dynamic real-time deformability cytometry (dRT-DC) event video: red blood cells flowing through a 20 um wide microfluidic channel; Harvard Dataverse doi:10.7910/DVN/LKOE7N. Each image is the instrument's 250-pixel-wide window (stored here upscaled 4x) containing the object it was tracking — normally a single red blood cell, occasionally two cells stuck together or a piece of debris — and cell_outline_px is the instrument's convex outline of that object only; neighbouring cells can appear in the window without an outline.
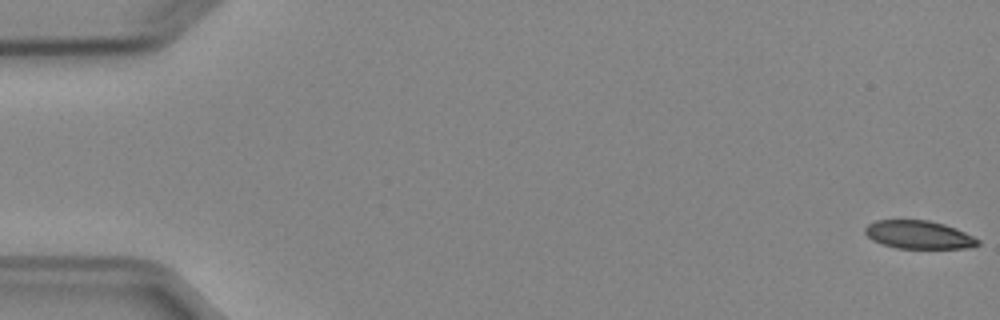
{"species": "Egyptian fruit bat (a non-hibernating species)", "species_latin": "Rousettus aegyptiacus", "temperature_condition": "cold", "stored_images_in_passage": 53, "camera_frame_rate_fps": 3000, "um_per_image_px": 0.085, "animal": {"sex": "female"}, "frame": {"image": 1, "passage_image": 1, "time_ms": 0.0, "image_size_px": [1000, 320], "cell_outline_px": [[980, 244], [968, 248], [896, 248], [880, 244], [872, 240], [864, 232], [864, 228], [868, 224], [876, 220], [928, 220], [944, 224], [956, 228], [980, 240]], "centroid_in_image_um": [78.07, 19.95], "position_along_channel_um": 6.9, "area_um2": 18.55}}
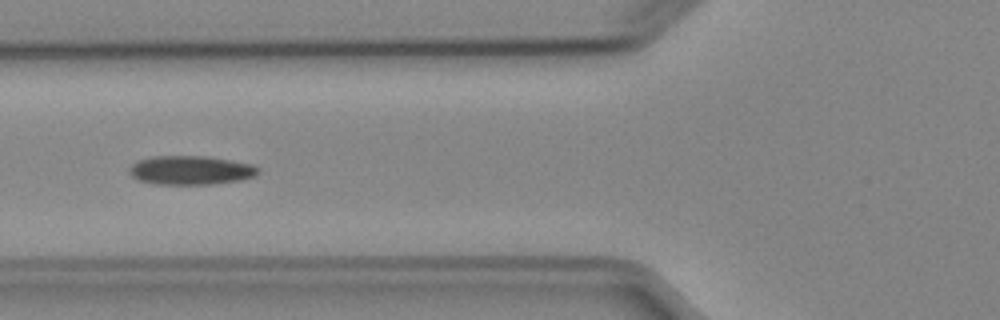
{"frame": {"image": 2, "passage_image": 21, "time_ms": 6.667, "image_size_px": [1000, 320], "cell_outline_px": [[260, 168], [256, 176], [240, 180], [212, 184], [152, 184], [136, 180], [128, 172], [128, 168], [136, 160], [152, 156], [204, 156], [232, 160], [252, 164]], "centroid_in_image_um": [16.17, 14.47], "position_along_channel_um": 109.6, "area_um2": 22.02}}
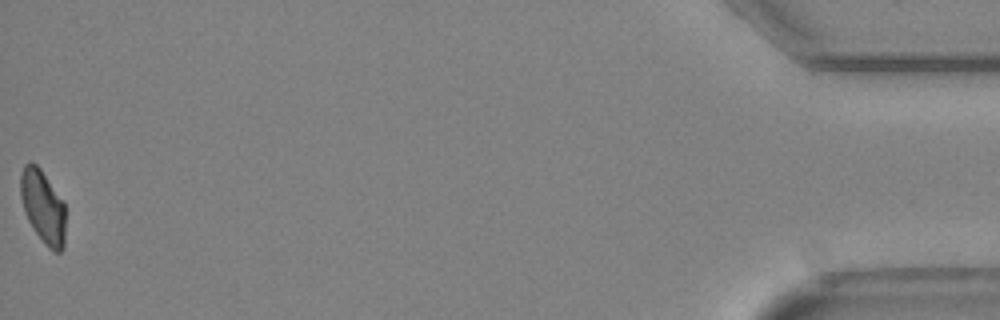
{"frame": {"image": 3, "passage_image": 53, "time_ms": 17.333, "image_size_px": [1000, 320], "cell_outline_px": [[64, 248], [60, 252], [52, 252], [44, 244], [28, 220], [24, 212], [20, 196], [20, 172], [24, 164], [28, 160], [36, 164], [40, 168], [64, 204]], "centroid_in_image_um": [3.61, 17.56], "position_along_channel_um": 431.6, "area_um2": 19.13}, "authors_computed_cell_mechanics": {"area_um2": 20.808, "velocity_mm_per_s": 3.9099, "shape_relaxation_time_tau1_ms": null, "shape_relaxation_time_tau2_ms": 10.6298, "deformation_change_tau1": null, "deformation_change_tau2": 0.1632}}